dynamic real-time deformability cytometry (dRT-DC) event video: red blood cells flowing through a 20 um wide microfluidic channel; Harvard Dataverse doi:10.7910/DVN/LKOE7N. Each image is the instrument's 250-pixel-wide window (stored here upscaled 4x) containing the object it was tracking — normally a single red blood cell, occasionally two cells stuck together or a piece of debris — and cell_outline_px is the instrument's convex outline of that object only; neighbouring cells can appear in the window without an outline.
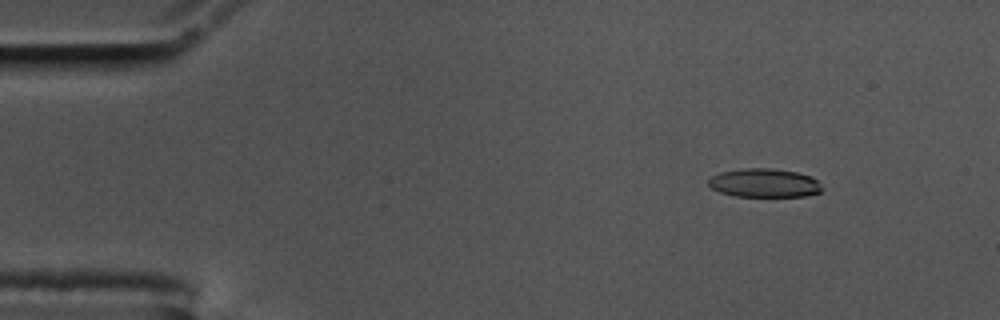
{"species": "common noctule bat (a hibernating species)", "species_latin": "Nyctalus noctula", "temperature_condition": "cold", "stored_images_in_passage": 57, "camera_frame_rate_fps": 3000, "um_per_image_px": 0.085, "animal": {"sex": "male", "body_mass_g": 17.5, "forearm_length_mm": 52.3}, "frame": {"image": 1, "passage_image": 7, "time_ms": 2.0, "image_size_px": [1000, 320], "cell_outline_px": [[824, 188], [820, 192], [804, 196], [732, 196], [720, 192], [712, 188], [708, 184], [708, 180], [712, 176], [720, 172], [744, 168], [772, 168], [796, 172], [808, 176], [816, 180]], "centroid_in_image_um": [64.94, 15.55], "position_along_channel_um": 20.1, "area_um2": 18.9}}
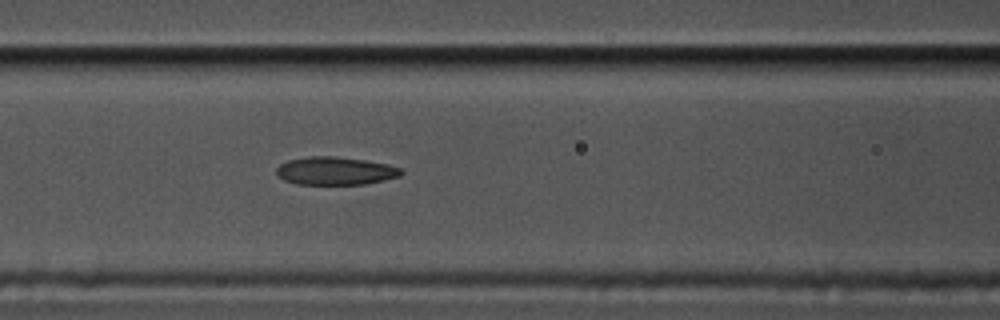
{"frame": {"image": 2, "passage_image": 24, "time_ms": 7.667, "image_size_px": [1000, 320], "cell_outline_px": [[404, 172], [400, 176], [364, 184], [296, 184], [284, 180], [276, 172], [276, 168], [280, 164], [288, 160], [308, 156], [336, 156], [364, 160], [388, 164], [400, 168]], "centroid_in_image_um": [28.49, 14.52], "position_along_channel_um": 138.1, "area_um2": 20.29}}
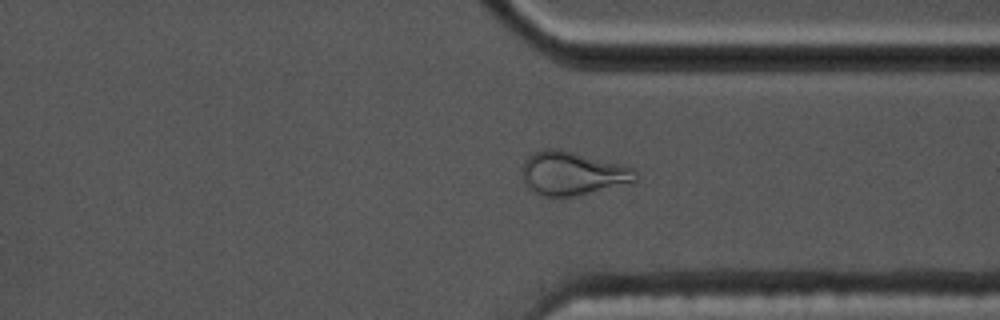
{"frame": {"image": 3, "passage_image": 43, "time_ms": 14.0, "image_size_px": [1000, 320], "cell_outline_px": [[636, 180], [632, 184], [576, 196], [556, 200], [544, 196], [528, 188], [524, 180], [520, 168], [524, 160], [532, 152], [548, 148], [552, 148], [620, 164], [636, 168]], "centroid_in_image_um": [48.65, 14.79], "position_along_channel_um": 362.7, "area_um2": 29.25}, "authors_computed_cell_mechanics": {"area_um2": 20.808, "velocity_mm_per_s": 3.5491, "shape_relaxation_time_tau1_ms": 8.5762, "shape_relaxation_time_tau2_ms": 2.8743, "deformation_change_tau1": 0.2478, "deformation_change_tau2": 0.1113}}